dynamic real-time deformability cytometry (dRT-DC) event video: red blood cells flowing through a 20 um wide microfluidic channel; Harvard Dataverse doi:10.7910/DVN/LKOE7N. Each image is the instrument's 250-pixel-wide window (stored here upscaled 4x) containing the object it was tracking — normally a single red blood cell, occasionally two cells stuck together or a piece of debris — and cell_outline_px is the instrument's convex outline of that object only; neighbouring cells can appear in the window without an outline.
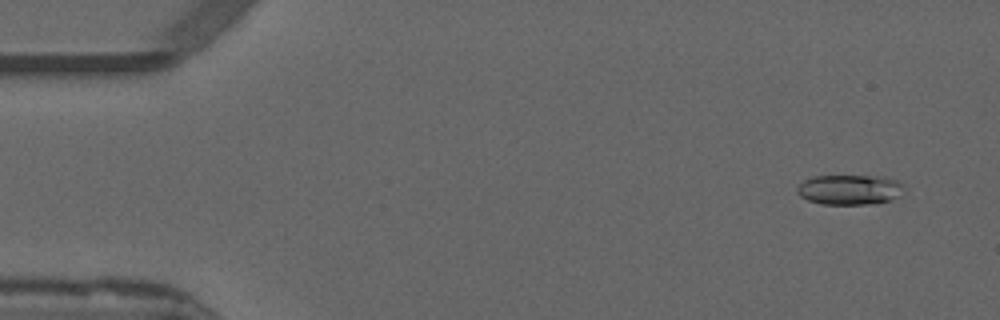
{"species": "common noctule bat (a hibernating species)", "species_latin": "Nyctalus noctula", "temperature_condition": "warm", "stored_images_in_passage": 17, "camera_frame_rate_fps": 3000, "um_per_image_px": 0.085, "animal": {"sex": "male", "forearm_length_mm": 52.5}, "frame": {"image": 1, "passage_image": 4, "time_ms": 1.0, "image_size_px": [1000, 320], "cell_outline_px": [[904, 184], [900, 196], [892, 200], [876, 204], [820, 204], [808, 200], [800, 196], [796, 192], [796, 188], [804, 180], [812, 176], [884, 176], [896, 180]], "centroid_in_image_um": [72.23, 16.12], "position_along_channel_um": 12.8, "area_um2": 18.96}}
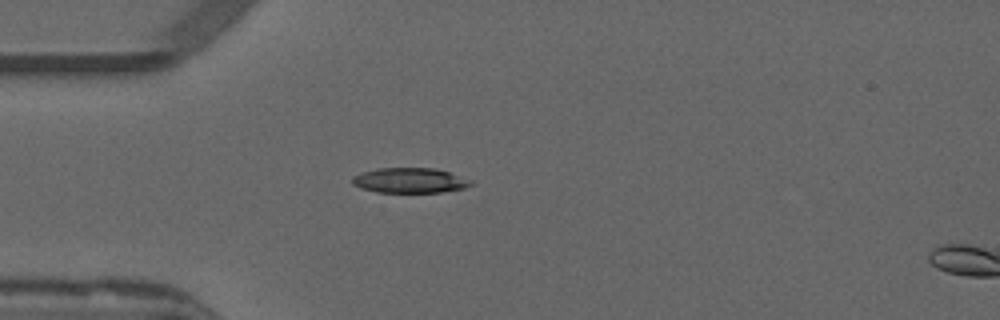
{"frame": {"image": 2, "passage_image": 15, "time_ms": 4.667, "image_size_px": [1000, 320], "cell_outline_px": [[472, 184], [464, 188], [440, 192], [376, 192], [360, 188], [352, 184], [352, 176], [376, 168], [432, 168], [448, 172], [472, 180]], "centroid_in_image_um": [34.8, 15.34], "position_along_channel_um": 50.2, "area_um2": 17.22}}